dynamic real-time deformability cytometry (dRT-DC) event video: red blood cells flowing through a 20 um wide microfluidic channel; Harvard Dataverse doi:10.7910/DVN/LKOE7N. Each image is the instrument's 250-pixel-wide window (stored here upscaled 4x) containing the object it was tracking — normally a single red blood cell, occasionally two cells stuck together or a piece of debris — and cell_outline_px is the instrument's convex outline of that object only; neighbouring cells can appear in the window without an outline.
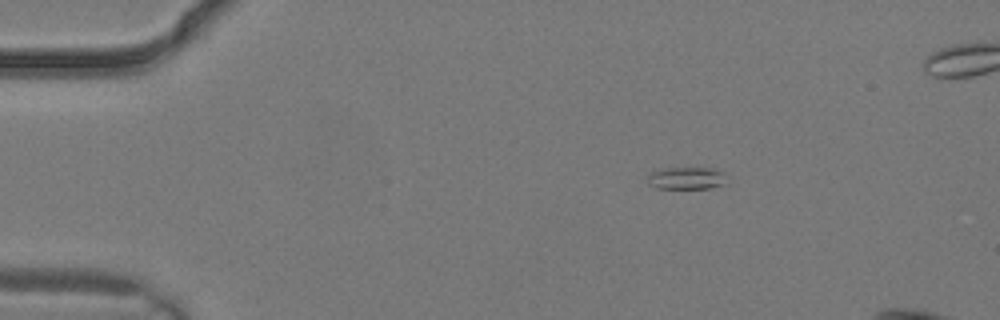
{"species": "common noctule bat (a hibernating species)", "species_latin": "Nyctalus noctula", "temperature_condition": "warm", "stored_images_in_passage": 3, "camera_frame_rate_fps": 3000, "um_per_image_px": 0.085, "animal": {"sex": "male", "body_mass_g": 19.2, "forearm_length_mm": 51.8}, "frame": {"image": 1, "passage_image": 1, "time_ms": 0.0, "image_size_px": [1000, 320], "cell_outline_px": [[724, 184], [708, 188], [656, 188], [648, 184], [648, 176], [652, 172], [660, 168], [716, 168], [724, 172]], "centroid_in_image_um": [58.33, 15.13], "position_along_channel_um": 26.7, "area_um2": 10.23}}